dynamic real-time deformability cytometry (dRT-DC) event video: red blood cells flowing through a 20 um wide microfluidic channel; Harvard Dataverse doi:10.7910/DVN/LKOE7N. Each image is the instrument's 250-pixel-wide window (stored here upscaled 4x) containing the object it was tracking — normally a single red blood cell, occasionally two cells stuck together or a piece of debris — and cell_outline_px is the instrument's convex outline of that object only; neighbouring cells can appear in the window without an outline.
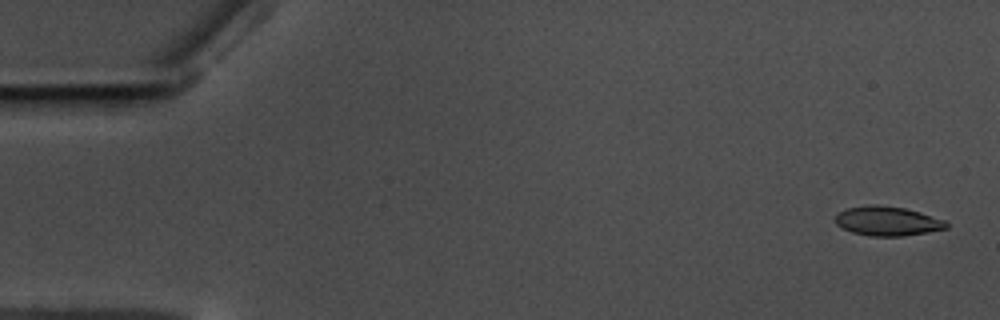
{"species": "common noctule bat (a hibernating species)", "species_latin": "Nyctalus noctula", "temperature_condition": "warm", "stored_images_in_passage": 6, "camera_frame_rate_fps": 3000, "um_per_image_px": 0.085, "animal": {"sex": "male", "body_mass_g": 17.5, "forearm_length_mm": 52.3}, "frame": {"image": 1, "passage_image": 2, "time_ms": 0.333, "image_size_px": [1000, 320], "cell_outline_px": [[948, 228], [928, 232], [904, 236], [868, 236], [852, 232], [836, 224], [836, 216], [840, 212], [848, 208], [872, 204], [876, 204], [904, 208], [920, 212], [948, 220]], "centroid_in_image_um": [75.49, 18.79], "position_along_channel_um": 9.5, "area_um2": 19.02}}